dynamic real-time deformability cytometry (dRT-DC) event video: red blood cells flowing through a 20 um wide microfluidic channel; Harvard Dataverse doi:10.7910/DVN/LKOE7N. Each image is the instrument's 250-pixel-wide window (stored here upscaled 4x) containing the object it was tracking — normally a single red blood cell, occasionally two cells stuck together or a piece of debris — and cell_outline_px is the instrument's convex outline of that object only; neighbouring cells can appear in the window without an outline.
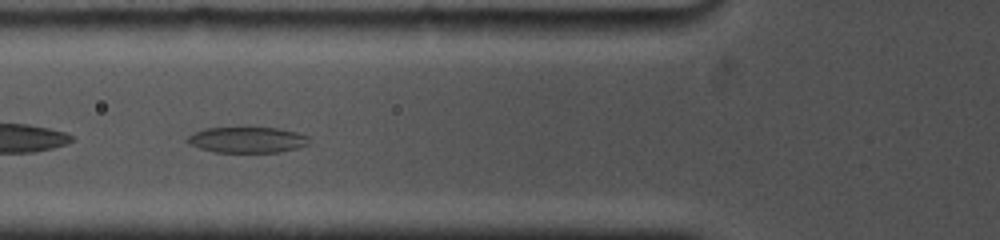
{"species": "common noctule bat (a hibernating species)", "species_latin": "Nyctalus noctula", "temperature_condition": "cold", "stored_images_in_passage": 37, "camera_frame_rate_fps": 5000, "um_per_image_px": 0.085, "animal": {"sex": "female", "body_mass_g": 19.0, "forearm_length_mm": 53.3}, "frame": {"image": 1, "passage_image": 7, "time_ms": 1.6, "image_size_px": [1000, 240], "cell_outline_px": [[312, 140], [308, 144], [296, 148], [280, 152], [212, 152], [188, 144], [184, 140], [188, 136], [204, 128], [248, 124], [276, 128], [296, 132], [308, 136]], "centroid_in_image_um": [20.98, 11.83], "position_along_channel_um": 104.8, "area_um2": 19.36}}
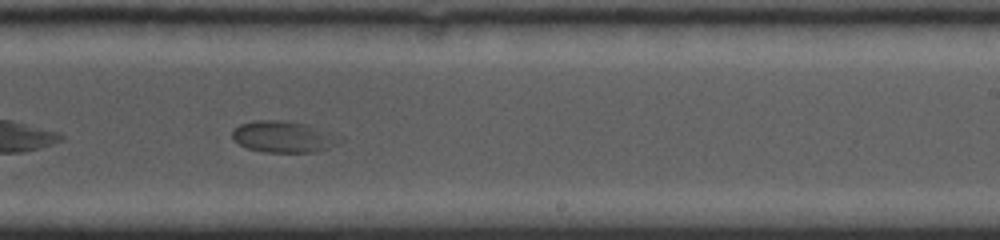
{"frame": {"image": 2, "passage_image": 20, "time_ms": 6.0, "image_size_px": [1000, 240], "cell_outline_px": [[344, 140], [328, 148], [312, 152], [264, 152], [248, 148], [240, 144], [232, 136], [232, 128], [240, 124], [252, 120], [280, 120], [308, 124], [344, 136]], "centroid_in_image_um": [24.14, 11.61], "position_along_channel_um": 264.9, "area_um2": 19.94}}
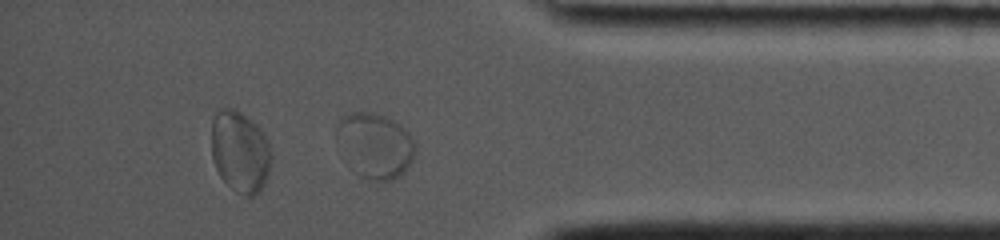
{"frame": {"image": 3, "passage_image": 28, "time_ms": 10.0, "image_size_px": [1000, 240], "cell_outline_px": [[416, 152], [408, 168], [396, 176], [388, 180], [368, 180], [360, 176], [352, 168], [336, 148], [336, 124], [340, 116], [352, 112], [376, 112], [400, 124], [408, 132], [416, 148]], "centroid_in_image_um": [31.81, 12.34], "position_along_channel_um": 403.4, "area_um2": 30.23}}